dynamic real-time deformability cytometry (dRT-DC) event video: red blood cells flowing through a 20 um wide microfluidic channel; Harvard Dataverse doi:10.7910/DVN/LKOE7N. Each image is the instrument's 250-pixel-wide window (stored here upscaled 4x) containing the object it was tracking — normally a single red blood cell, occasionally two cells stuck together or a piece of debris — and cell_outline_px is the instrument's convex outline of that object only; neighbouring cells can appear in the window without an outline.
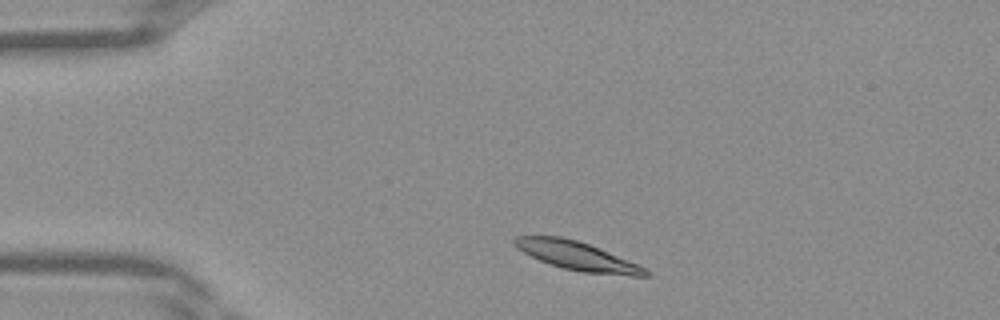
{"species": "Egyptian fruit bat (a non-hibernating species)", "species_latin": "Rousettus aegyptiacus", "temperature_condition": "warm", "stored_images_in_passage": 16, "camera_frame_rate_fps": 3000, "um_per_image_px": 0.085, "frame": {"image": 1, "passage_image": 1, "time_ms": 0.0, "image_size_px": [1000, 320], "cell_outline_px": [[628, 264], [624, 272], [572, 268], [556, 264], [548, 260], [556, 240], [568, 240], [584, 244]], "centroid_in_image_um": [49.62, 21.88], "position_along_channel_um": 35.4, "area_um2": 11.1}}
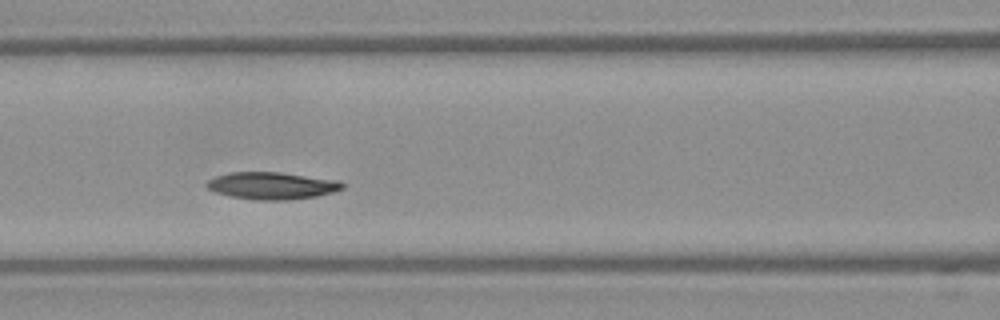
{"frame": {"image": 2, "passage_image": 10, "time_ms": 3.0, "image_size_px": [1000, 320], "cell_outline_px": [[340, 184], [336, 188], [320, 192], [300, 196], [252, 196], [232, 176], [292, 176]], "centroid_in_image_um": [24.04, 15.79], "position_along_channel_um": 142.6, "area_um2": 11.5}}
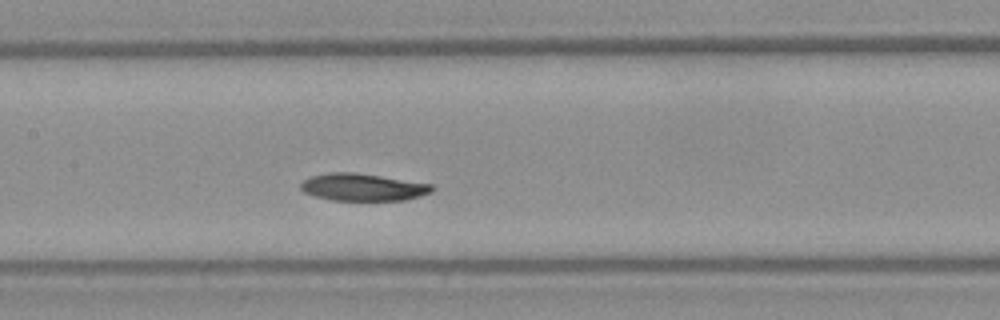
{"frame": {"image": 3, "passage_image": 12, "time_ms": 3.667, "image_size_px": [1000, 320], "cell_outline_px": [[428, 188], [420, 192], [408, 196], [340, 196], [328, 176], [364, 176], [388, 180]], "centroid_in_image_um": [31.64, 15.89], "position_along_channel_um": 175.8, "area_um2": 10.4}}